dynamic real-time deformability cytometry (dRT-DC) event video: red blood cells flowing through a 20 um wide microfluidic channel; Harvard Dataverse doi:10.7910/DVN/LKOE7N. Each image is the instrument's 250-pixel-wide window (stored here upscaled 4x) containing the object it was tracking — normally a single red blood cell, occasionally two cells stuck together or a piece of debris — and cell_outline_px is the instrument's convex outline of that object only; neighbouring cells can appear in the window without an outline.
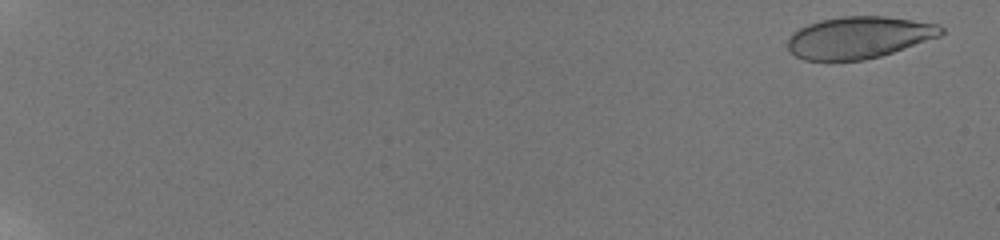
{"species": "human", "species_latin": "Homo sapiens", "temperature_condition": "room temperature", "stored_images_in_passage": 30, "camera_frame_rate_fps": 3000, "um_per_image_px": 0.085, "donor": {"sex": "male"}, "frame": {"image": 1, "passage_image": 4, "time_ms": 0.667, "image_size_px": [1000, 240], "cell_outline_px": [[944, 32], [940, 36], [880, 56], [864, 60], [804, 60], [796, 56], [788, 48], [788, 40], [792, 32], [808, 24], [820, 20], [840, 16], [888, 16], [936, 24], [944, 28]], "centroid_in_image_um": [72.99, 3.17], "position_along_channel_um": 12.0, "area_um2": 37.22}}
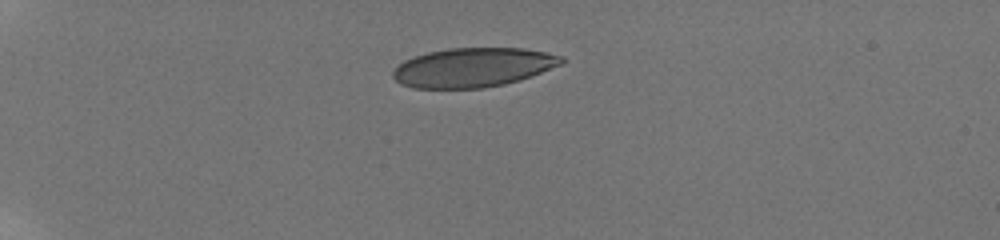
{"frame": {"image": 2, "passage_image": 20, "time_ms": 6.0, "image_size_px": [1000, 240], "cell_outline_px": [[564, 64], [504, 84], [484, 88], [412, 88], [400, 84], [392, 76], [392, 72], [404, 60], [428, 52], [448, 48], [524, 48], [564, 56]], "centroid_in_image_um": [40.2, 5.73], "position_along_channel_um": 44.8, "area_um2": 38.32}}
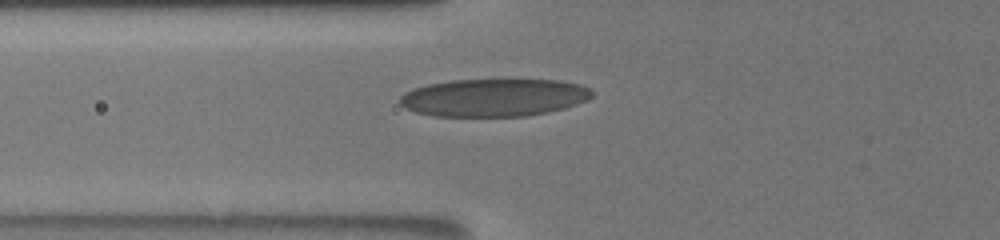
{"frame": {"image": 3, "passage_image": 28, "time_ms": 8.667, "image_size_px": [1000, 240], "cell_outline_px": [[592, 96], [588, 100], [564, 108], [548, 112], [524, 116], [432, 116], [416, 112], [404, 108], [400, 104], [400, 96], [404, 92], [412, 88], [428, 84], [452, 80], [560, 80], [580, 84], [592, 88]], "centroid_in_image_um": [41.97, 8.29], "position_along_channel_um": 83.8, "area_um2": 42.43}}